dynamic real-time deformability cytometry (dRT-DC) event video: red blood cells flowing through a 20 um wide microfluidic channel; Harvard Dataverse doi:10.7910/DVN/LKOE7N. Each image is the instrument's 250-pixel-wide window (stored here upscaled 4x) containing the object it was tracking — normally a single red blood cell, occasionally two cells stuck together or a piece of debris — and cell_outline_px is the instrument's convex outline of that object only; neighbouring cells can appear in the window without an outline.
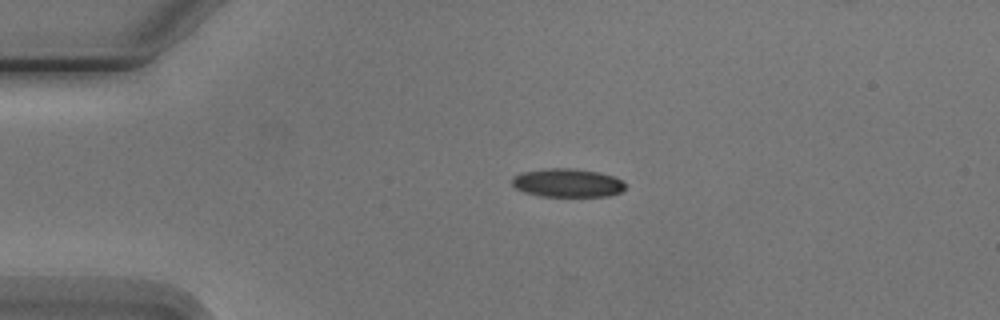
{"species": "Egyptian fruit bat (a non-hibernating species)", "species_latin": "Rousettus aegyptiacus", "temperature_condition": "cold", "stored_images_in_passage": 2, "camera_frame_rate_fps": 3000, "um_per_image_px": 0.085, "animal": {"sex": "male"}, "frame": {"image": 1, "passage_image": 1, "time_ms": 0.0, "image_size_px": [1000, 320], "cell_outline_px": [[624, 188], [620, 192], [608, 196], [540, 196], [524, 192], [516, 188], [512, 184], [512, 176], [520, 172], [544, 168], [572, 168], [600, 172], [612, 176], [620, 180], [624, 184]], "centroid_in_image_um": [48.17, 15.53], "position_along_channel_um": 36.8, "area_um2": 18.84}}